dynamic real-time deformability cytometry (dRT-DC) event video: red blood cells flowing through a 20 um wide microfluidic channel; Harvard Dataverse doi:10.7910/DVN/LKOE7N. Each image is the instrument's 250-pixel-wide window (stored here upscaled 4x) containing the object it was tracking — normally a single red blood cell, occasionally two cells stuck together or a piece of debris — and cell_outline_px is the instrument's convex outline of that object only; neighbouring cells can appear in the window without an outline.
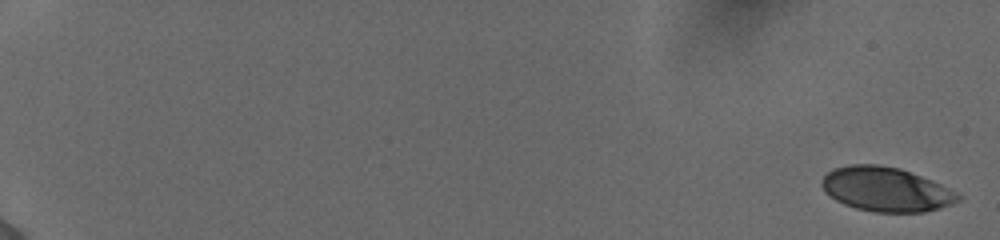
{"species": "human", "species_latin": "Homo sapiens", "temperature_condition": "cold", "stored_images_in_passage": 35, "camera_frame_rate_fps": 3000, "um_per_image_px": 0.085, "donor": {"sex": "female"}, "frame": {"image": 1, "passage_image": 1, "time_ms": 0.0, "image_size_px": [1000, 240], "cell_outline_px": [[964, 196], [960, 200], [952, 204], [940, 208], [924, 212], [876, 212], [856, 208], [844, 204], [836, 200], [824, 192], [820, 184], [820, 180], [832, 168], [848, 164], [880, 164], [900, 168], [932, 180]], "centroid_in_image_um": [75.29, 16.08], "position_along_channel_um": 9.7, "area_um2": 35.49}}
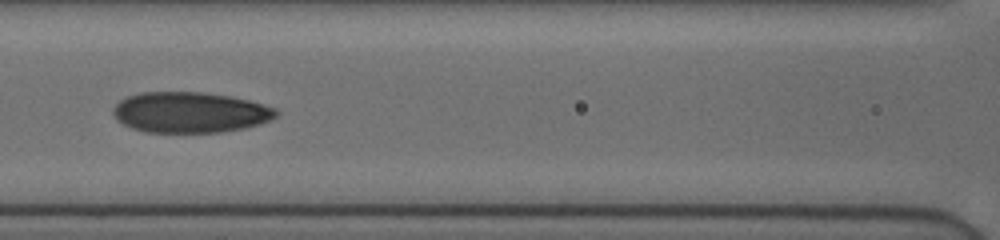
{"frame": {"image": 2, "passage_image": 19, "time_ms": 6.0, "image_size_px": [1000, 240], "cell_outline_px": [[280, 112], [272, 120], [260, 124], [244, 128], [224, 132], [144, 132], [132, 128], [116, 120], [112, 112], [112, 108], [120, 100], [128, 96], [140, 92], [204, 92], [232, 96], [264, 104], [276, 108]], "centroid_in_image_um": [16.17, 9.55], "position_along_channel_um": 150.4, "area_um2": 39.02}}
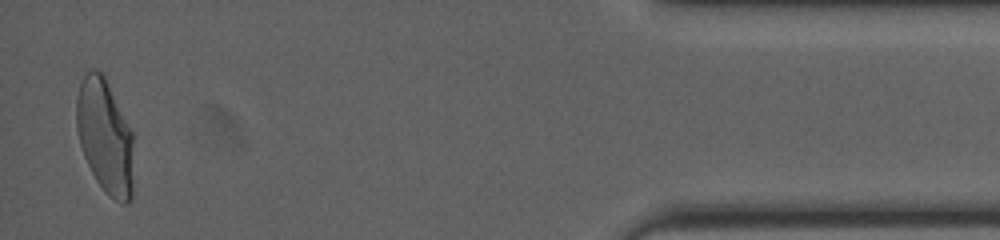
{"frame": {"image": 3, "passage_image": 35, "time_ms": 11.333, "image_size_px": [1000, 240], "cell_outline_px": [[132, 196], [128, 204], [120, 204], [108, 196], [96, 180], [84, 156], [80, 144], [76, 128], [76, 96], [80, 84], [84, 76], [92, 68], [96, 68], [104, 76], [132, 132]], "centroid_in_image_um": [8.91, 11.62], "position_along_channel_um": 426.3, "area_um2": 37.8}}